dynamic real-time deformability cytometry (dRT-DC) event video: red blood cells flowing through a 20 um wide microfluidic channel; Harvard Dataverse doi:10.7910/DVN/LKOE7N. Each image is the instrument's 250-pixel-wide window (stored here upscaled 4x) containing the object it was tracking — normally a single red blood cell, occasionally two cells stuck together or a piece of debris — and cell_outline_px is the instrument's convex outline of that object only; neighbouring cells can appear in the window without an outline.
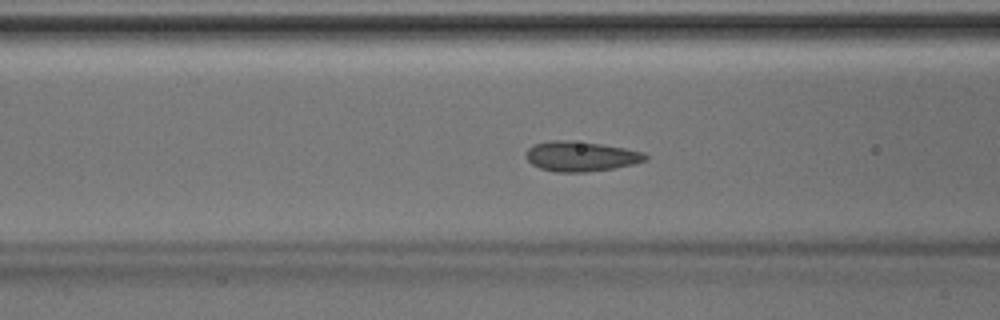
{"species": "Egyptian fruit bat (a non-hibernating species)", "species_latin": "Rousettus aegyptiacus", "temperature_condition": "room temperature", "stored_images_in_passage": 35, "camera_frame_rate_fps": 3000, "um_per_image_px": 0.085, "animal": {"sex": "male"}, "frame": {"image": 1, "passage_image": 6, "time_ms": 1.667, "image_size_px": [1000, 320], "cell_outline_px": [[648, 160], [632, 164], [612, 168], [584, 172], [556, 172], [540, 168], [532, 164], [524, 156], [524, 152], [532, 144], [548, 140], [572, 140], [600, 144], [624, 148], [644, 152], [648, 156]], "centroid_in_image_um": [49.32, 13.27], "position_along_channel_um": 117.3, "area_um2": 20.98}}
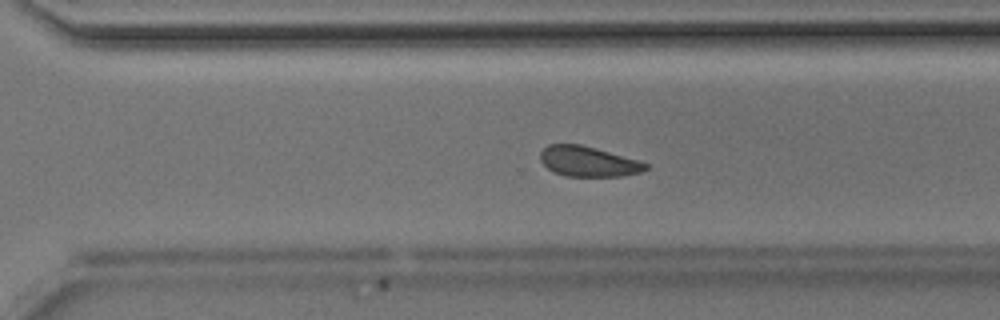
{"frame": {"image": 2, "passage_image": 20, "time_ms": 6.333, "image_size_px": [1000, 320], "cell_outline_px": [[648, 168], [640, 172], [624, 176], [564, 176], [552, 172], [540, 160], [540, 152], [548, 144], [580, 144], [636, 160], [648, 164]], "centroid_in_image_um": [49.95, 13.73], "position_along_channel_um": 320.7, "area_um2": 18.32}}